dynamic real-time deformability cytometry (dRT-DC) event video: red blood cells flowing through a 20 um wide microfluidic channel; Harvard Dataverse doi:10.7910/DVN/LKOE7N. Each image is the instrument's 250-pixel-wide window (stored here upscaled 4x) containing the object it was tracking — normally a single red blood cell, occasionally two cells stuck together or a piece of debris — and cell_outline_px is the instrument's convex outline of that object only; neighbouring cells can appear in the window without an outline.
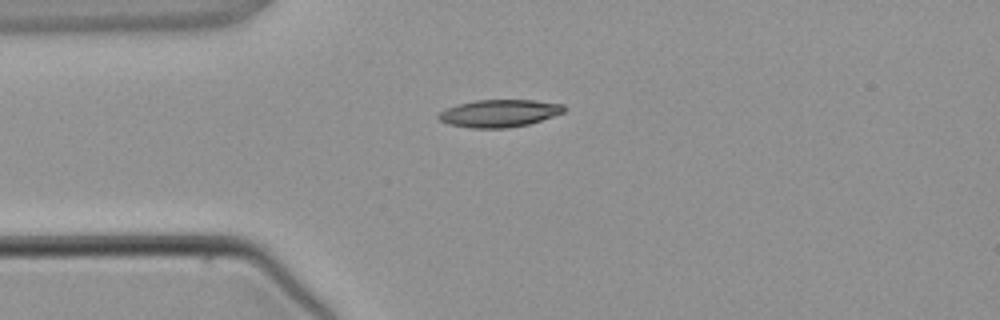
{"species": "common noctule bat (a hibernating species)", "species_latin": "Nyctalus noctula", "temperature_condition": "warm", "stored_images_in_passage": 1, "camera_frame_rate_fps": 3000, "um_per_image_px": 0.085, "animal": {"sex": "male", "body_mass_g": 21.5, "forearm_length_mm": 52.0}, "frame": {"image": 1, "passage_image": 1, "time_ms": 0.0, "image_size_px": [1000, 320], "cell_outline_px": [[564, 112], [528, 124], [508, 128], [472, 128], [448, 124], [440, 120], [436, 116], [440, 112], [448, 108], [460, 104], [476, 100], [536, 100], [564, 104]], "centroid_in_image_um": [42.44, 9.63], "position_along_channel_um": 42.6, "area_um2": 19.88}}